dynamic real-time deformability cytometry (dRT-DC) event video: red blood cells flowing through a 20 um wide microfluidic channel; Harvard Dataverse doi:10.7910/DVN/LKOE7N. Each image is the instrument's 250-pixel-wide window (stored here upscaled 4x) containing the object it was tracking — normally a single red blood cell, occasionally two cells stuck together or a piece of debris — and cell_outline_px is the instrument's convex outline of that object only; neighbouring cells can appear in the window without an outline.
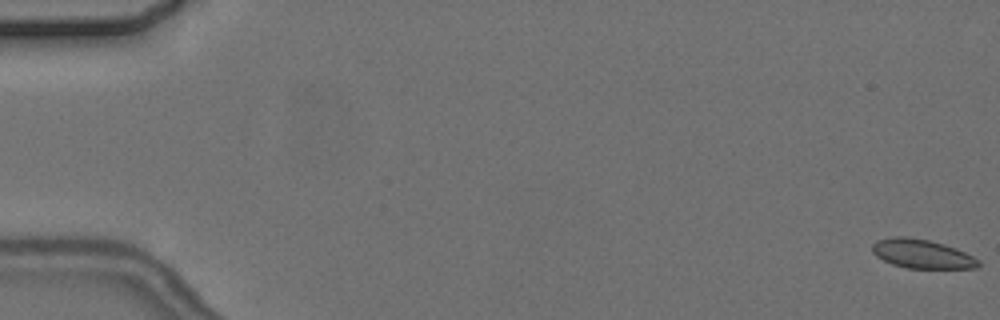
{"species": "common noctule bat (a hibernating species)", "species_latin": "Nyctalus noctula", "temperature_condition": "cold", "stored_images_in_passage": 5, "camera_frame_rate_fps": 3000, "um_per_image_px": 0.085, "animal": {"sex": "female", "body_mass_g": 24.6, "forearm_length_mm": 56.2}, "frame": {"image": 1, "passage_image": 1, "time_ms": 0.0, "image_size_px": [1000, 320], "cell_outline_px": [[980, 264], [976, 268], [908, 268], [892, 264], [876, 256], [872, 252], [872, 244], [876, 240], [892, 236], [904, 236], [928, 240], [944, 244], [956, 248], [980, 260]], "centroid_in_image_um": [78.34, 21.57], "position_along_channel_um": 6.7, "area_um2": 17.92}}